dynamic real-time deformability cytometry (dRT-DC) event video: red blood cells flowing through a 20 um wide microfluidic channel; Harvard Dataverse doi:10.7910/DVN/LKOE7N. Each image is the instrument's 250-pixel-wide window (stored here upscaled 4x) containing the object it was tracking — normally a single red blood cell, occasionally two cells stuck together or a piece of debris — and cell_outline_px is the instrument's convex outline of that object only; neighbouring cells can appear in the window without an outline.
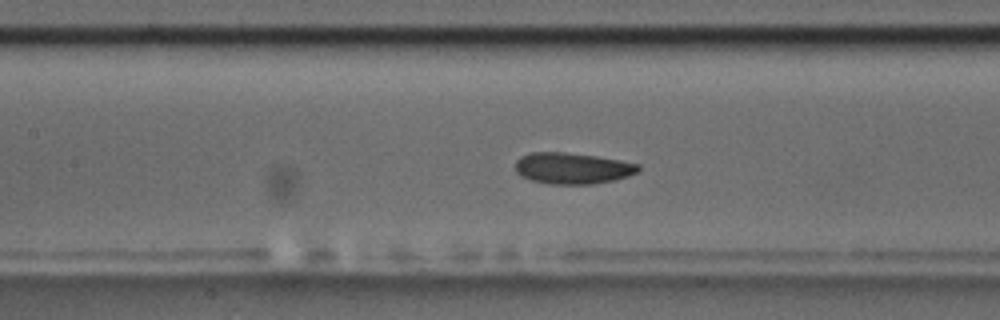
{"species": "common noctule bat (a hibernating species)", "species_latin": "Nyctalus noctula", "temperature_condition": "room temperature", "stored_images_in_passage": 56, "camera_frame_rate_fps": 3000, "um_per_image_px": 0.085, "animal": {"sex": "male", "body_mass_g": 17.5, "forearm_length_mm": 52.3}, "frame": {"image": 1, "passage_image": 24, "time_ms": 7.667, "image_size_px": [1000, 320], "cell_outline_px": [[640, 168], [636, 172], [628, 176], [616, 180], [592, 184], [548, 184], [532, 180], [520, 176], [516, 172], [516, 160], [520, 156], [532, 152], [564, 152], [596, 156], [620, 160], [640, 164]], "centroid_in_image_um": [48.65, 14.3], "position_along_channel_um": 158.8, "area_um2": 22.48}}
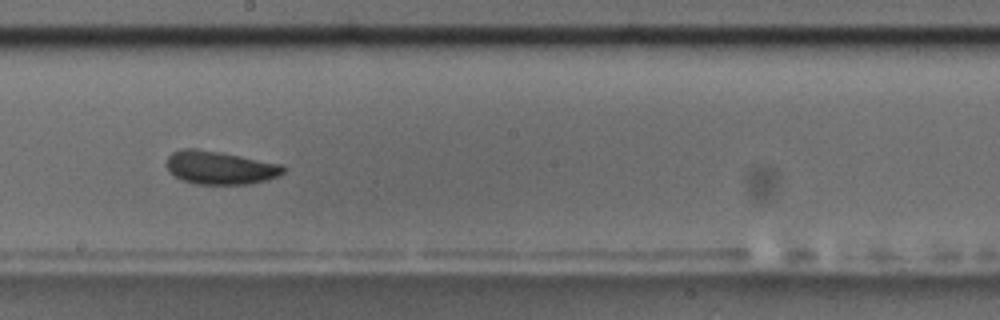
{"frame": {"image": 2, "passage_image": 30, "time_ms": 9.667, "image_size_px": [1000, 320], "cell_outline_px": [[284, 172], [280, 176], [268, 180], [248, 184], [196, 184], [184, 180], [168, 172], [164, 164], [168, 156], [172, 152], [184, 148], [196, 148], [220, 152], [280, 164], [284, 168]], "centroid_in_image_um": [18.66, 14.25], "position_along_channel_um": 229.5, "area_um2": 22.66}}
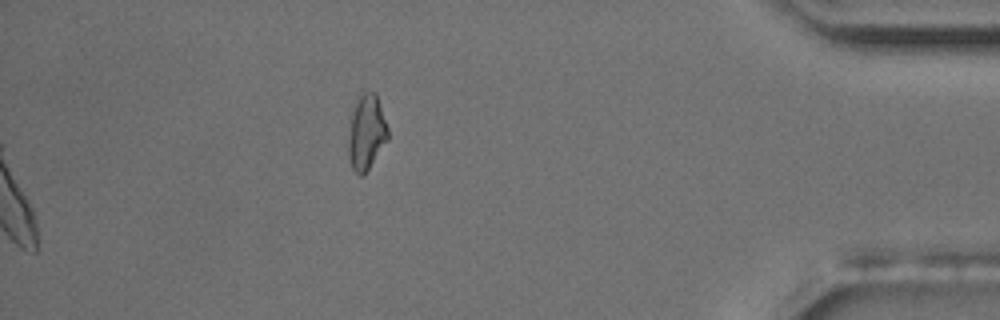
{"frame": {"image": 3, "passage_image": 56, "time_ms": 18.333, "image_size_px": [1000, 320], "cell_outline_px": [[388, 140], [368, 168], [360, 176], [352, 168], [348, 156], [348, 136], [352, 104], [360, 88], [376, 92], [388, 128]], "centroid_in_image_um": [31.11, 11.11], "position_along_channel_um": 404.1, "area_um2": 17.86}, "authors_computed_cell_mechanics": {"area_um2": 22.4842, "velocity_mm_per_s": 3.5655, "shape_relaxation_time_tau1_ms": 3.1621, "shape_relaxation_time_tau2_ms": 4.1393, "deformation_change_tau1": 0.0784, "deformation_change_tau2": 0.1161}}